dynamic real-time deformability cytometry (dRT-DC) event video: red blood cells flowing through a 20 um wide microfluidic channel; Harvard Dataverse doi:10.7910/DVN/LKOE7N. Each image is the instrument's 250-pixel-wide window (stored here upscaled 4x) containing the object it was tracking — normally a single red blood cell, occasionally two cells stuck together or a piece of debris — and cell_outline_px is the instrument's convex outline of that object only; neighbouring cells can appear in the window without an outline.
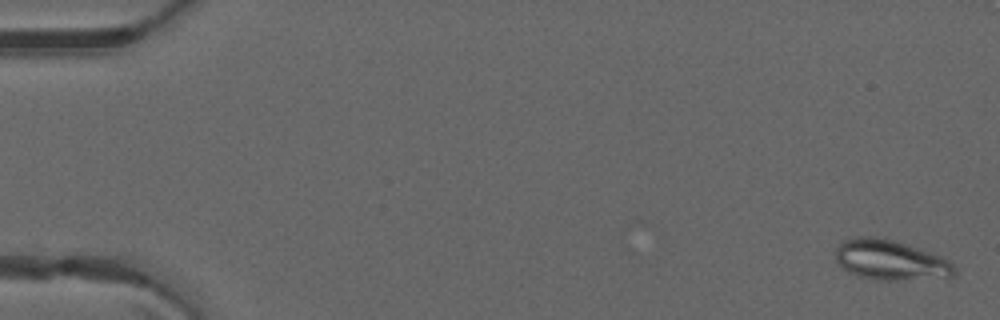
{"species": "common noctule bat (a hibernating species)", "species_latin": "Nyctalus noctula", "temperature_condition": "warm", "stored_images_in_passage": 46, "camera_frame_rate_fps": 3000, "um_per_image_px": 0.085, "animal": {"sex": "male", "forearm_length_mm": 52.5}, "frame": {"image": 1, "passage_image": 2, "time_ms": 0.333, "image_size_px": [1000, 320], "cell_outline_px": [[956, 276], [896, 280], [876, 280], [856, 276], [848, 272], [836, 260], [836, 248], [840, 240], [856, 236], [884, 236], [932, 252], [948, 260], [956, 268]], "centroid_in_image_um": [75.66, 22.07], "position_along_channel_um": 9.3, "area_um2": 28.26}}
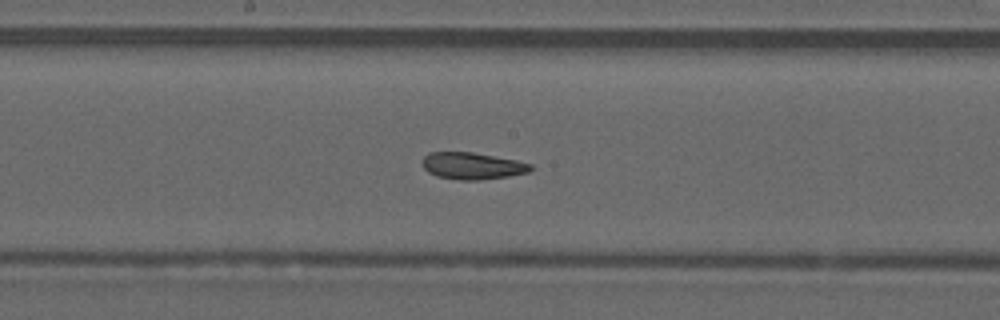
{"frame": {"image": 2, "passage_image": 28, "time_ms": 9.0, "image_size_px": [1000, 320], "cell_outline_px": [[532, 168], [528, 172], [508, 176], [480, 180], [460, 180], [436, 176], [428, 172], [424, 168], [420, 160], [428, 152], [472, 152], [516, 160], [532, 164]], "centroid_in_image_um": [40.1, 14.09], "position_along_channel_um": 208.1, "area_um2": 16.99}}
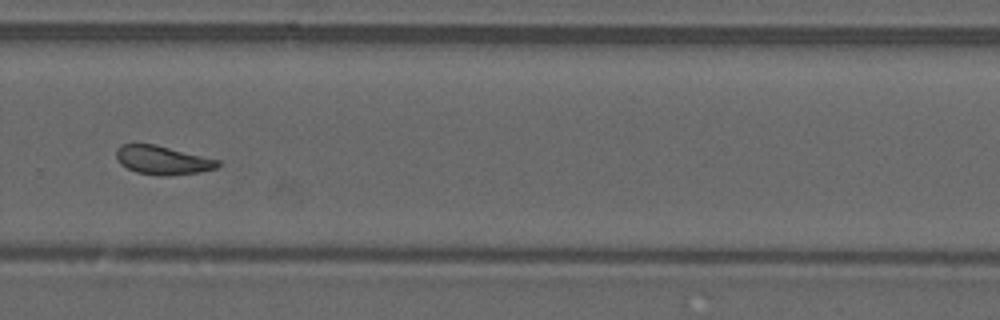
{"frame": {"image": 3, "passage_image": 36, "time_ms": 11.667, "image_size_px": [1000, 320], "cell_outline_px": [[220, 164], [216, 168], [200, 172], [164, 176], [156, 176], [136, 172], [120, 164], [116, 160], [116, 148], [120, 144], [156, 144], [220, 160]], "centroid_in_image_um": [13.79, 13.61], "position_along_channel_um": 316.0, "area_um2": 17.17}, "authors_computed_cell_mechanics": {"area_um2": 17.6868, "velocity_mm_per_s": 4.0713, "shape_relaxation_time_tau1_ms": null, "shape_relaxation_time_tau2_ms": 2.3873, "deformation_change_tau1": null, "deformation_change_tau2": 0.0915}}